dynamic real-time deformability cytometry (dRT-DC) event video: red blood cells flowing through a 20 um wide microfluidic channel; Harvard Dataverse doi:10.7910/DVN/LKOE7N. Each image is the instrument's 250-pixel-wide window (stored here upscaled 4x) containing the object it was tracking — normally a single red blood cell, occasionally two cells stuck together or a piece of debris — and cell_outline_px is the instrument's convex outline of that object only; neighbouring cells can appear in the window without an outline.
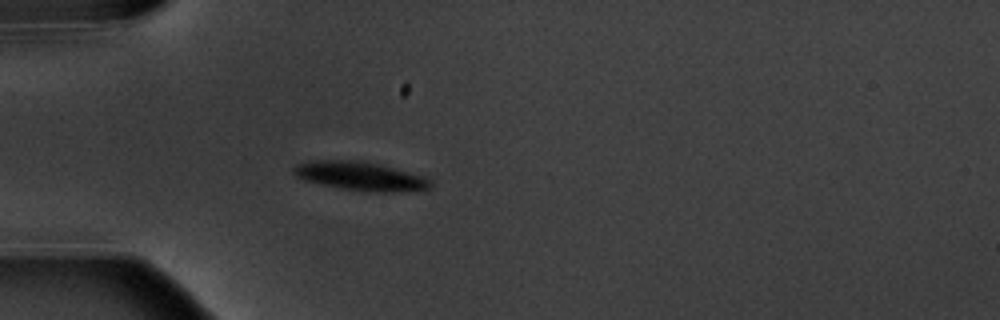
{"species": "common noctule bat (a hibernating species)", "species_latin": "Nyctalus noctula", "temperature_condition": "warm", "stored_images_in_passage": 6, "camera_frame_rate_fps": 3000, "um_per_image_px": 0.085, "animal": {"sex": "male", "body_mass_g": 20.1, "forearm_length_mm": 53.5}, "frame": {"image": 1, "passage_image": 6, "time_ms": 6.667, "image_size_px": [1000, 320], "cell_outline_px": [[432, 188], [396, 192], [364, 192], [340, 188], [320, 184], [304, 180], [296, 176], [292, 172], [292, 168], [296, 164], [308, 160], [360, 160], [428, 176], [432, 180]], "centroid_in_image_um": [30.64, 14.97], "position_along_channel_um": 54.4, "area_um2": 23.35}}